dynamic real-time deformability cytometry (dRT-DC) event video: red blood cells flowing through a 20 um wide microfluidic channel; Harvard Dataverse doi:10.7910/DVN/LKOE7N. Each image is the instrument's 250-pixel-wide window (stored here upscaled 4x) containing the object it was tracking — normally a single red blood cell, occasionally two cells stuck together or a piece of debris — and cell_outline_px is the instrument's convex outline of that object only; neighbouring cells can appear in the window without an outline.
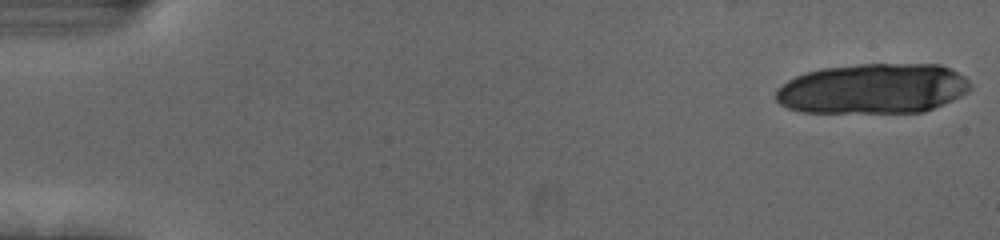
{"species": "human", "species_latin": "Homo sapiens", "temperature_condition": "cold", "stored_images_in_passage": 20, "camera_frame_rate_fps": 3000, "um_per_image_px": 0.085, "donor": {"sex": "female"}, "frame": {"image": 1, "passage_image": 1, "time_ms": 0.0, "image_size_px": [1000, 240], "cell_outline_px": [[972, 88], [968, 92], [944, 104], [924, 112], [800, 112], [788, 108], [780, 104], [776, 100], [776, 88], [788, 80], [796, 76], [820, 68], [856, 64], [940, 64], [964, 76], [972, 84]], "centroid_in_image_um": [74.2, 7.53], "position_along_channel_um": 10.8, "area_um2": 57.11}}